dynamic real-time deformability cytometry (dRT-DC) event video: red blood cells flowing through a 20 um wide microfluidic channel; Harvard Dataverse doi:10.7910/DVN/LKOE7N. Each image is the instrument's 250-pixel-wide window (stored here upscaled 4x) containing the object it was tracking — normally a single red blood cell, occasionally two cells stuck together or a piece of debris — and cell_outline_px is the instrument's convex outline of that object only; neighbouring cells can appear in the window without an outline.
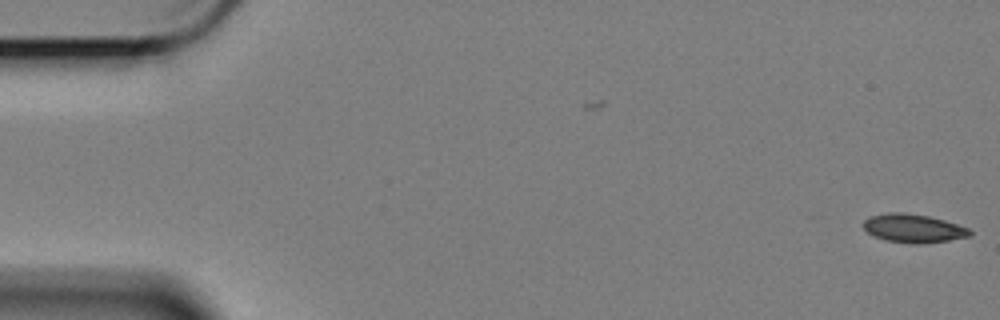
{"species": "Egyptian fruit bat (a non-hibernating species)", "species_latin": "Rousettus aegyptiacus", "temperature_condition": "cold", "stored_images_in_passage": 2, "camera_frame_rate_fps": 3000, "um_per_image_px": 0.085, "animal": {"sex": "female"}, "frame": {"image": 1, "passage_image": 2, "time_ms": 0.333, "image_size_px": [1000, 320], "cell_outline_px": [[972, 236], [948, 240], [920, 244], [912, 244], [884, 240], [868, 232], [864, 228], [864, 220], [868, 216], [888, 212], [904, 212], [928, 216], [944, 220], [968, 228], [972, 232]], "centroid_in_image_um": [77.63, 19.4], "position_along_channel_um": 7.4, "area_um2": 17.69}}